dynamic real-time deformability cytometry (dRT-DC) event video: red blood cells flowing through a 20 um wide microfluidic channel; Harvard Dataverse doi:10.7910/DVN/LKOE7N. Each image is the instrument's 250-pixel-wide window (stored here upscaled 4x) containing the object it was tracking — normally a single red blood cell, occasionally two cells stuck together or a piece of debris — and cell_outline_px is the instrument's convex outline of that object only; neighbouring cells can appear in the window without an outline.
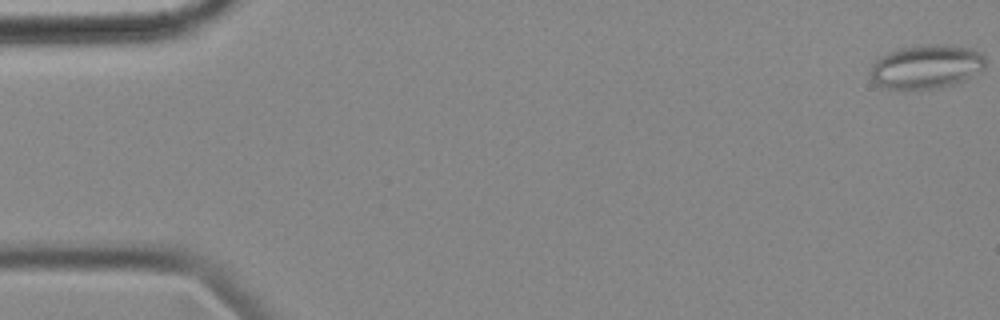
{"species": "common noctule bat (a hibernating species)", "species_latin": "Nyctalus noctula", "temperature_condition": "cold", "stored_images_in_passage": 57, "camera_frame_rate_fps": 3000, "um_per_image_px": 0.085, "animal": {"sex": "female", "body_mass_g": 18.4}, "frame": {"image": 1, "passage_image": 1, "time_ms": 0.0, "image_size_px": [1000, 320], "cell_outline_px": [[984, 68], [980, 72], [964, 80], [940, 88], [904, 92], [884, 88], [876, 84], [872, 80], [872, 64], [876, 56], [896, 48], [928, 44], [944, 44], [972, 48], [980, 52], [984, 56]], "centroid_in_image_um": [78.68, 5.69], "position_along_channel_um": 6.3, "area_um2": 30.4}}
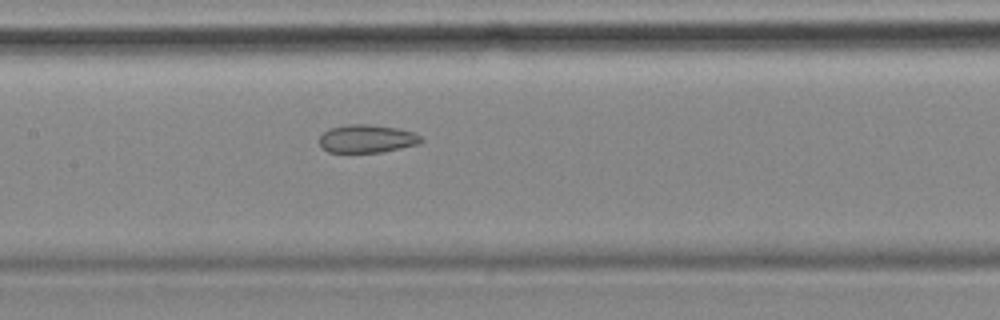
{"frame": {"image": 2, "passage_image": 27, "time_ms": 8.667, "image_size_px": [1000, 320], "cell_outline_px": [[424, 140], [420, 144], [380, 152], [328, 152], [320, 144], [320, 136], [328, 128], [348, 124], [368, 124], [396, 128], [416, 132]], "centroid_in_image_um": [31.21, 11.78], "position_along_channel_um": 176.2, "area_um2": 16.65}}
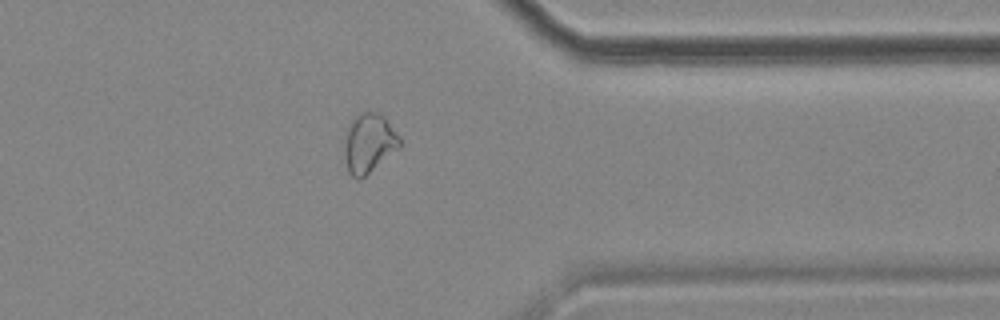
{"frame": {"image": 3, "passage_image": 45, "time_ms": 14.667, "image_size_px": [1000, 320], "cell_outline_px": [[400, 148], [364, 176], [352, 176], [348, 172], [344, 152], [344, 148], [348, 124], [364, 108], [380, 112], [388, 120], [400, 136]], "centroid_in_image_um": [31.38, 12.08], "position_along_channel_um": 380.0, "area_um2": 19.25}, "authors_computed_cell_mechanics": {"area_um2": 21.0392, "velocity_mm_per_s": 3.5554, "shape_relaxation_time_tau1_ms": null, "shape_relaxation_time_tau2_ms": 3.5309, "deformation_change_tau1": null, "deformation_change_tau2": 0.0949}}